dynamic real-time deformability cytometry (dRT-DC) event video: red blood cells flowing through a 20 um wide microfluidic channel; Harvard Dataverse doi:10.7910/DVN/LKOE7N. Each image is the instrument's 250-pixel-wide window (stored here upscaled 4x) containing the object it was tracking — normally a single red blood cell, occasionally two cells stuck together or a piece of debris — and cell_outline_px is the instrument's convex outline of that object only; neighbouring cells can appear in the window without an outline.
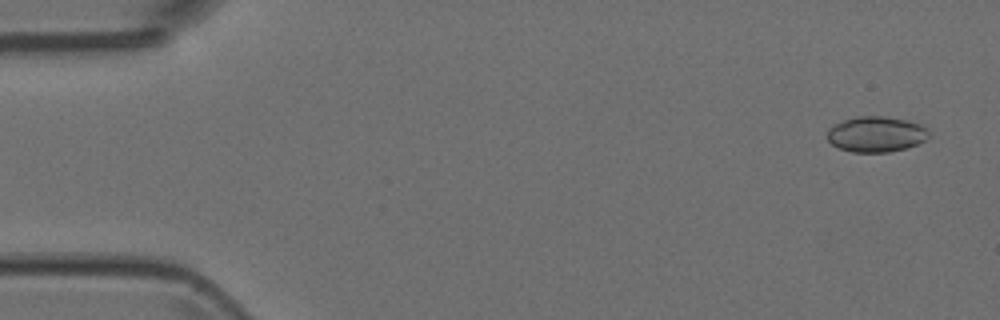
{"species": "Egyptian fruit bat (a non-hibernating species)", "species_latin": "Rousettus aegyptiacus", "temperature_condition": "room temperature", "stored_images_in_passage": 8, "camera_frame_rate_fps": 3000, "um_per_image_px": 0.085, "animal": {"sex": "female"}, "frame": {"image": 1, "passage_image": 1, "time_ms": 0.0, "image_size_px": [1000, 320], "cell_outline_px": [[932, 132], [924, 140], [908, 148], [888, 152], [852, 152], [840, 148], [832, 144], [828, 140], [828, 128], [844, 120], [856, 116], [884, 116], [904, 120], [920, 124], [928, 128]], "centroid_in_image_um": [74.5, 11.41], "position_along_channel_um": 10.5, "area_um2": 21.04}}
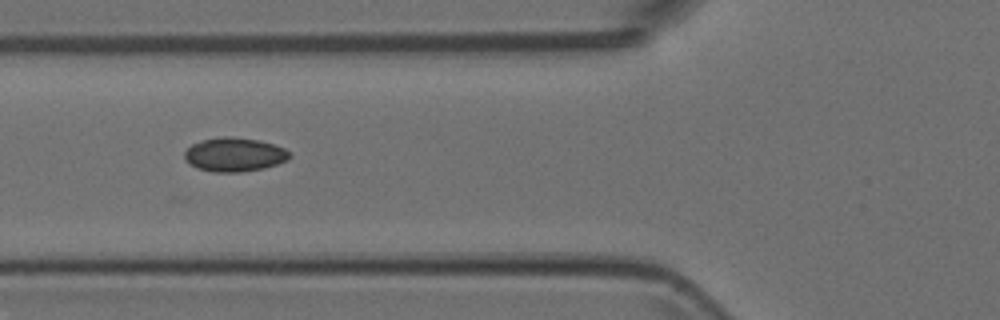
{"frame": {"image": 2, "passage_image": 6, "time_ms": 1.667, "image_size_px": [1000, 320], "cell_outline_px": [[292, 156], [288, 160], [264, 168], [240, 172], [212, 172], [196, 168], [184, 160], [184, 152], [192, 144], [204, 140], [224, 136], [232, 136], [260, 140], [284, 148]], "centroid_in_image_um": [19.91, 13.14], "position_along_channel_um": 105.9, "area_um2": 20.81}}
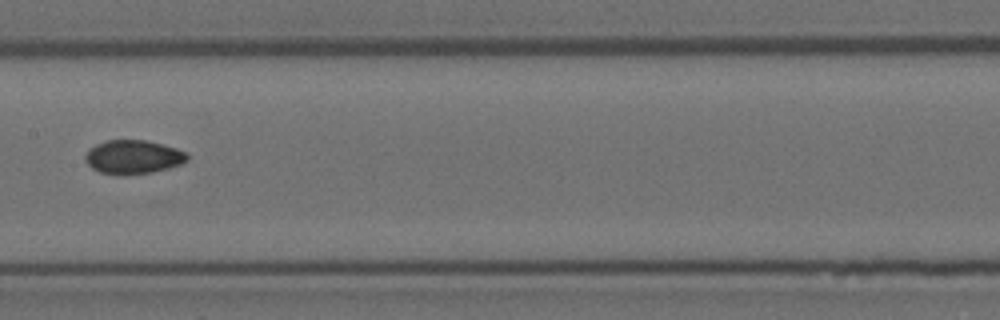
{"frame": {"image": 3, "passage_image": 8, "time_ms": 2.333, "image_size_px": [1000, 320], "cell_outline_px": [[188, 160], [180, 164], [168, 168], [152, 172], [100, 172], [92, 168], [88, 164], [84, 156], [88, 148], [96, 144], [108, 140], [144, 140], [164, 144], [188, 152]], "centroid_in_image_um": [11.35, 13.29], "position_along_channel_um": 196.1, "area_um2": 19.54}}